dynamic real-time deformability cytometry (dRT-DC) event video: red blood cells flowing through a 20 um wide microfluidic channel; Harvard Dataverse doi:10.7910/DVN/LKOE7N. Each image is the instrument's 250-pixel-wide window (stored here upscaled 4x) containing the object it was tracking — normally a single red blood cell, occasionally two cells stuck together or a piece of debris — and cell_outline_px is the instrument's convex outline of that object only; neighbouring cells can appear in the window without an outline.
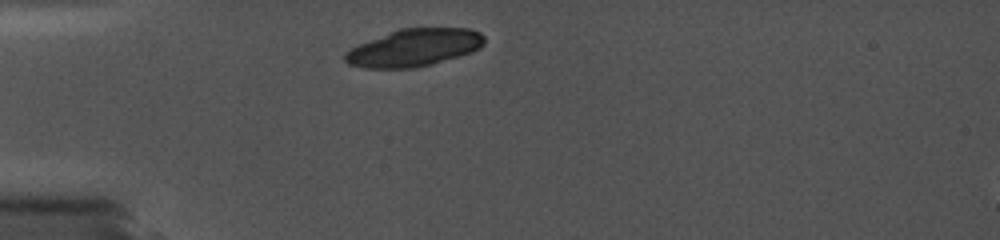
{"species": "common noctule bat (a hibernating species)", "species_latin": "Nyctalus noctula", "temperature_condition": "cold", "stored_images_in_passage": 2, "camera_frame_rate_fps": 5000, "um_per_image_px": 0.085, "animal": {"sex": "female", "body_mass_g": 19.0, "forearm_length_mm": 56.7}, "frame": {"image": 1, "passage_image": 1, "time_ms": 0.0, "image_size_px": [1000, 240], "cell_outline_px": [[484, 44], [480, 48], [472, 52], [432, 64], [412, 68], [364, 68], [348, 64], [344, 60], [344, 52], [360, 44], [400, 28], [468, 28], [480, 32], [484, 36]], "centroid_in_image_um": [35.22, 4.06], "position_along_channel_um": 49.8, "area_um2": 30.23}}